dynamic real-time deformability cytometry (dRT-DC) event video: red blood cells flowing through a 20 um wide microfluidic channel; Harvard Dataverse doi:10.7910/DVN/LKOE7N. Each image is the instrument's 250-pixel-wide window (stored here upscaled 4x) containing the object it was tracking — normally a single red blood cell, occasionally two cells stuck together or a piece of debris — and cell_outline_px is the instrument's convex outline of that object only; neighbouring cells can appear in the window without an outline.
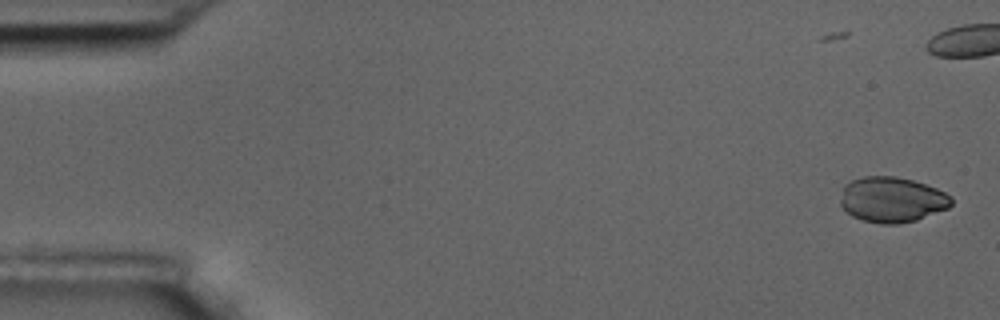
{"species": "common noctule bat (a hibernating species)", "species_latin": "Nyctalus noctula", "temperature_condition": "room temperature", "stored_images_in_passage": 45, "camera_frame_rate_fps": 3000, "um_per_image_px": 0.085, "animal": {"sex": "male", "body_mass_g": 17.5, "forearm_length_mm": 52.3}, "frame": {"image": 1, "passage_image": 1, "time_ms": 0.0, "image_size_px": [1000, 320], "cell_outline_px": [[952, 204], [948, 208], [916, 220], [900, 224], [880, 224], [860, 220], [852, 216], [840, 204], [840, 200], [844, 184], [852, 180], [864, 176], [896, 176], [912, 180], [936, 188], [952, 196]], "centroid_in_image_um": [75.8, 16.97], "position_along_channel_um": 9.2, "area_um2": 29.48}}
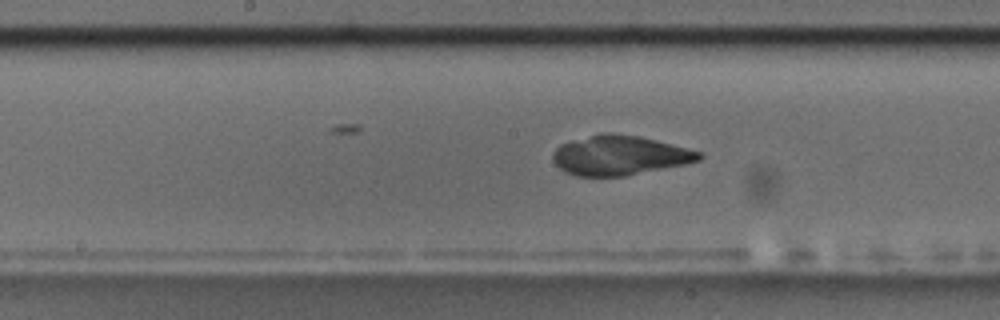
{"frame": {"image": 2, "passage_image": 28, "time_ms": 9.0, "image_size_px": [1000, 320], "cell_outline_px": [[704, 156], [700, 160], [684, 164], [624, 176], [576, 176], [564, 172], [552, 160], [552, 152], [560, 144], [572, 140], [600, 132], [612, 132], [640, 136], [656, 140], [700, 152]], "centroid_in_image_um": [52.61, 13.19], "position_along_channel_um": 195.6, "area_um2": 33.76}}
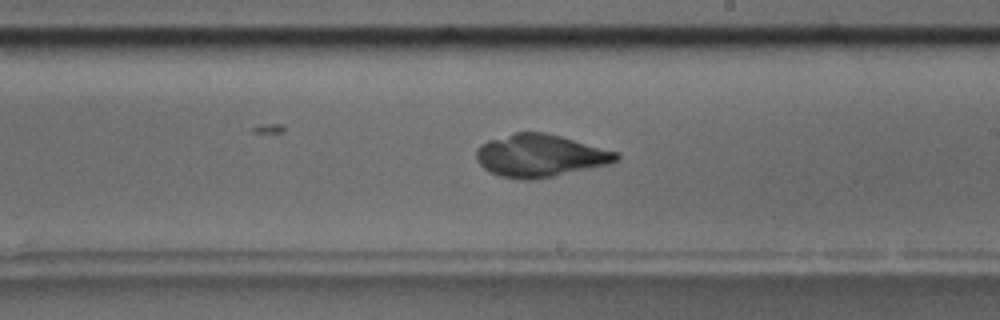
{"frame": {"image": 3, "passage_image": 32, "time_ms": 10.333, "image_size_px": [1000, 320], "cell_outline_px": [[620, 156], [616, 160], [608, 164], [552, 176], [532, 180], [524, 180], [500, 176], [484, 168], [476, 160], [476, 148], [480, 144], [488, 140], [516, 132], [544, 132], [560, 136], [620, 152]], "centroid_in_image_um": [45.89, 13.22], "position_along_channel_um": 243.1, "area_um2": 34.51}}